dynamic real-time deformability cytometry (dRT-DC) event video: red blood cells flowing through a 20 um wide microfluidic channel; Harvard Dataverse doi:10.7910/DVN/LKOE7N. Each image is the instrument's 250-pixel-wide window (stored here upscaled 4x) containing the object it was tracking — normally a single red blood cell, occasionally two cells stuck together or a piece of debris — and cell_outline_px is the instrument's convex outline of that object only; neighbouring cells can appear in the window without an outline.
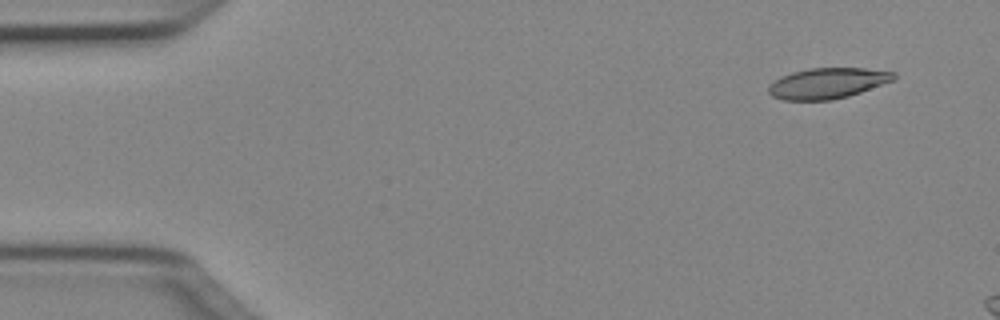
{"species": "Egyptian fruit bat (a non-hibernating species)", "species_latin": "Rousettus aegyptiacus", "temperature_condition": "cold", "stored_images_in_passage": 10, "camera_frame_rate_fps": 3000, "um_per_image_px": 0.085, "animal": {"sex": "female"}, "frame": {"image": 1, "passage_image": 4, "time_ms": 1.0, "image_size_px": [1000, 320], "cell_outline_px": [[896, 80], [848, 96], [832, 100], [784, 100], [772, 96], [768, 92], [768, 84], [780, 76], [792, 72], [808, 68], [864, 68], [896, 72]], "centroid_in_image_um": [70.34, 7.07], "position_along_channel_um": 14.7, "area_um2": 22.6}}